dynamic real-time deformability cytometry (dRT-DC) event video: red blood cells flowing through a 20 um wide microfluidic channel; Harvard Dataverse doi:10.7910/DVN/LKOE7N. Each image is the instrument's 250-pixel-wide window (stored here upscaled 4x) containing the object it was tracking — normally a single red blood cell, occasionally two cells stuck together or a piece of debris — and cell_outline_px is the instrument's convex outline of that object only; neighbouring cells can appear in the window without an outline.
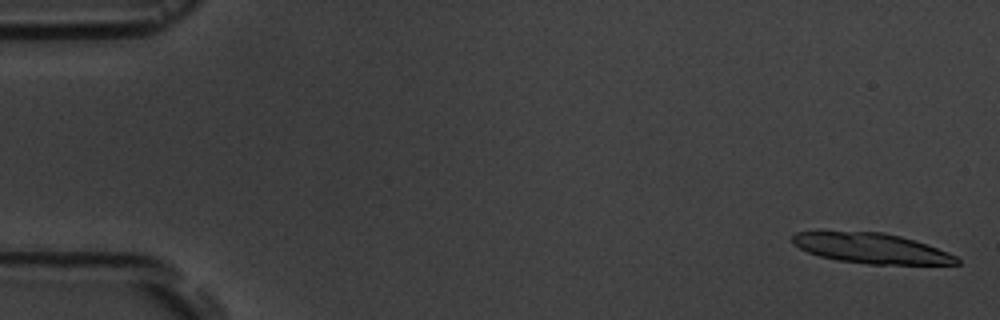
{"species": "common noctule bat (a hibernating species)", "species_latin": "Nyctalus noctula", "temperature_condition": "room temperature", "stored_images_in_passage": 7, "camera_frame_rate_fps": 3000, "um_per_image_px": 0.085, "animal": {"sex": "male", "body_mass_g": 19.5, "forearm_length_mm": 54.6}, "frame": {"image": 1, "passage_image": 1, "time_ms": 0.0, "image_size_px": [1000, 320], "cell_outline_px": [[960, 264], [868, 264], [836, 260], [820, 256], [808, 252], [792, 244], [792, 236], [796, 232], [884, 232], [900, 236], [948, 252], [956, 256], [960, 260]], "centroid_in_image_um": [74.05, 21.11], "position_along_channel_um": 10.9, "area_um2": 28.5}}
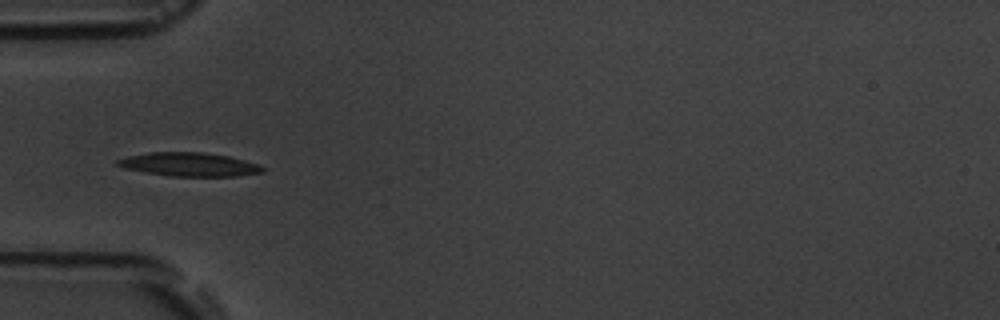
{"frame": {"image": 2, "passage_image": 6, "time_ms": 5.667, "image_size_px": [1000, 320], "cell_outline_px": [[264, 172], [236, 176], [168, 176], [124, 168], [116, 164], [116, 160], [128, 156], [148, 152], [204, 152], [228, 156], [244, 160], [256, 164], [264, 168]], "centroid_in_image_um": [16.06, 13.97], "position_along_channel_um": 68.9, "area_um2": 19.88}}
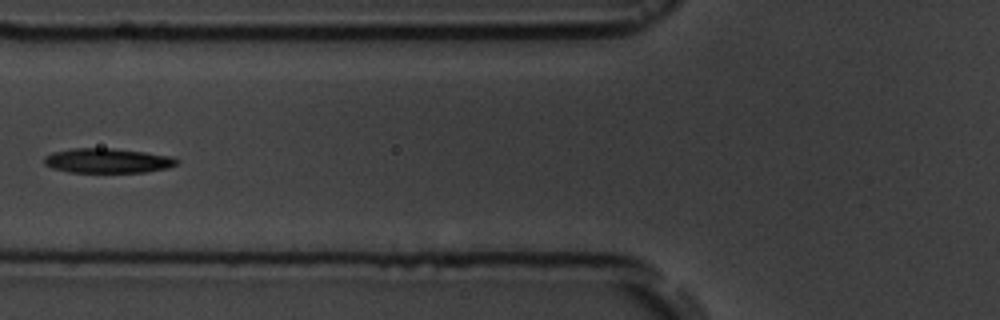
{"frame": {"image": 3, "passage_image": 7, "time_ms": 7.0, "image_size_px": [1000, 320], "cell_outline_px": [[180, 160], [176, 164], [168, 168], [144, 172], [68, 172], [52, 168], [44, 164], [44, 156], [52, 152], [72, 148], [112, 148], [144, 152], [172, 156]], "centroid_in_image_um": [9.13, 13.65], "position_along_channel_um": 116.7, "area_um2": 19.13}}